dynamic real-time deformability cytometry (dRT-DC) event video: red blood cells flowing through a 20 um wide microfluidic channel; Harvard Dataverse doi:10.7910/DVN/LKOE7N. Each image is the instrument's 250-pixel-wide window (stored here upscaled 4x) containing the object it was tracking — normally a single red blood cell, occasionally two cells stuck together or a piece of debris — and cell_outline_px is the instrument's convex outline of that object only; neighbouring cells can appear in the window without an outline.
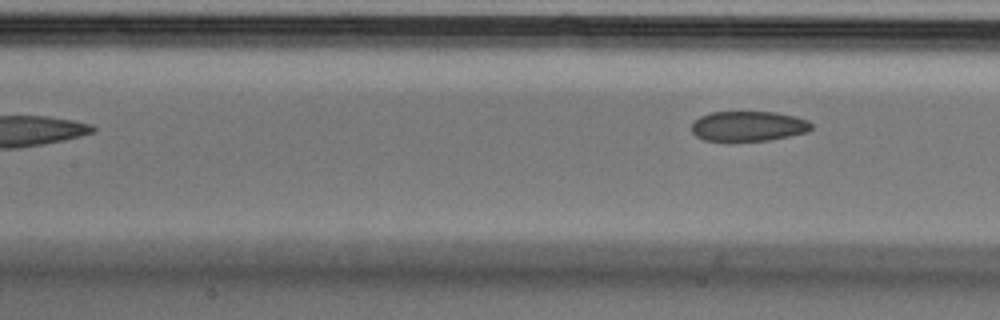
{"species": "Egyptian fruit bat (a non-hibernating species)", "species_latin": "Rousettus aegyptiacus", "temperature_condition": "cold", "stored_images_in_passage": 5, "camera_frame_rate_fps": 3000, "um_per_image_px": 0.085, "animal": {"sex": "male"}, "frame": {"image": 1, "passage_image": 5, "time_ms": 1.333, "image_size_px": [1000, 320], "cell_outline_px": [[812, 128], [808, 132], [768, 140], [704, 140], [696, 136], [692, 132], [692, 120], [708, 112], [776, 112], [796, 116], [808, 120], [812, 124]], "centroid_in_image_um": [63.6, 10.7], "position_along_channel_um": 143.8, "area_um2": 20.98}}